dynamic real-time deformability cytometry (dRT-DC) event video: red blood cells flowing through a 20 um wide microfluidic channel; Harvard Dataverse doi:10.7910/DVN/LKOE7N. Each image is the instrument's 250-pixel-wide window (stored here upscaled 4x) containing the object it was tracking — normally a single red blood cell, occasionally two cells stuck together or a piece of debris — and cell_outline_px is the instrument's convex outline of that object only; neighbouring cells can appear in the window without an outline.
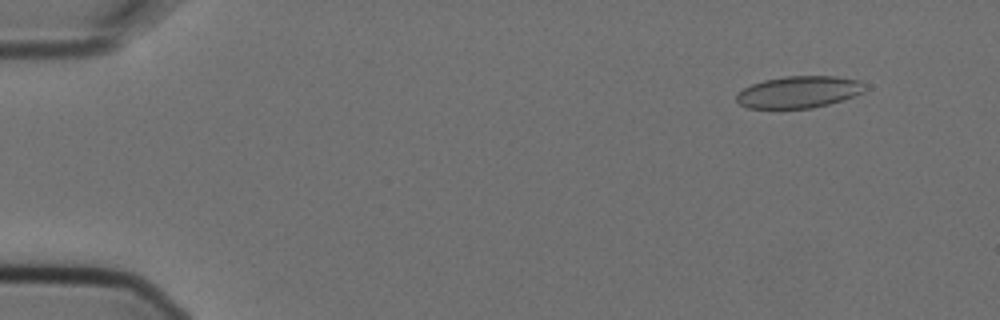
{"species": "Egyptian fruit bat (a non-hibernating species)", "species_latin": "Rousettus aegyptiacus", "temperature_condition": "cold", "stored_images_in_passage": 6, "camera_frame_rate_fps": 3000, "um_per_image_px": 0.085, "animal": {"sex": "female"}, "frame": {"image": 1, "passage_image": 2, "time_ms": 0.333, "image_size_px": [1000, 320], "cell_outline_px": [[864, 92], [828, 104], [812, 108], [780, 112], [748, 108], [740, 104], [736, 100], [736, 96], [744, 88], [752, 84], [764, 80], [784, 76], [836, 76], [860, 80], [864, 84]], "centroid_in_image_um": [67.84, 7.87], "position_along_channel_um": 17.2, "area_um2": 24.57}}
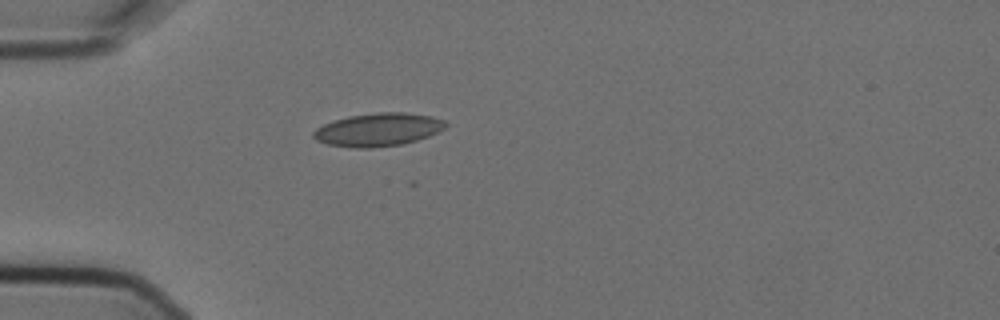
{"frame": {"image": 2, "passage_image": 5, "time_ms": 1.333, "image_size_px": [1000, 320], "cell_outline_px": [[448, 124], [444, 128], [428, 136], [416, 140], [400, 144], [372, 148], [356, 148], [328, 144], [316, 140], [312, 136], [312, 132], [316, 128], [324, 124], [348, 116], [380, 112], [404, 112], [432, 116], [444, 120]], "centroid_in_image_um": [32.13, 11.01], "position_along_channel_um": 52.9, "area_um2": 25.32}}